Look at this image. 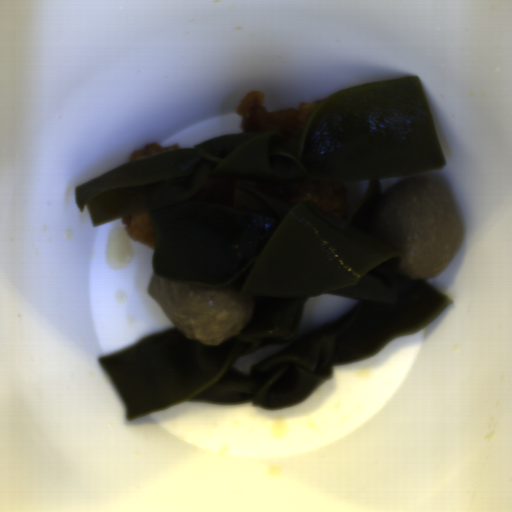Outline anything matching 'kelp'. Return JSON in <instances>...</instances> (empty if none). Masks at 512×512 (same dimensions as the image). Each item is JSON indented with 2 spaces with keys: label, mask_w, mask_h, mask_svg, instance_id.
Listing matches in <instances>:
<instances>
[{
  "label": "kelp",
  "mask_w": 512,
  "mask_h": 512,
  "mask_svg": "<svg viewBox=\"0 0 512 512\" xmlns=\"http://www.w3.org/2000/svg\"><path fill=\"white\" fill-rule=\"evenodd\" d=\"M445 164L422 78L356 84L313 106L304 128L227 133L182 150L133 160L74 187L93 226L147 213L153 273L162 281L230 287L255 309L246 327L217 345L175 326L99 357L126 419L187 401L250 402L280 410L332 380L334 366L376 357L411 337L452 301L410 280L399 253L376 235L383 201L376 178ZM370 180L350 219L311 201H291L299 180ZM360 301L310 330L248 377L239 357L291 341L307 299Z\"/></svg>",
  "instance_id": "kelp-1"
}]
</instances>
